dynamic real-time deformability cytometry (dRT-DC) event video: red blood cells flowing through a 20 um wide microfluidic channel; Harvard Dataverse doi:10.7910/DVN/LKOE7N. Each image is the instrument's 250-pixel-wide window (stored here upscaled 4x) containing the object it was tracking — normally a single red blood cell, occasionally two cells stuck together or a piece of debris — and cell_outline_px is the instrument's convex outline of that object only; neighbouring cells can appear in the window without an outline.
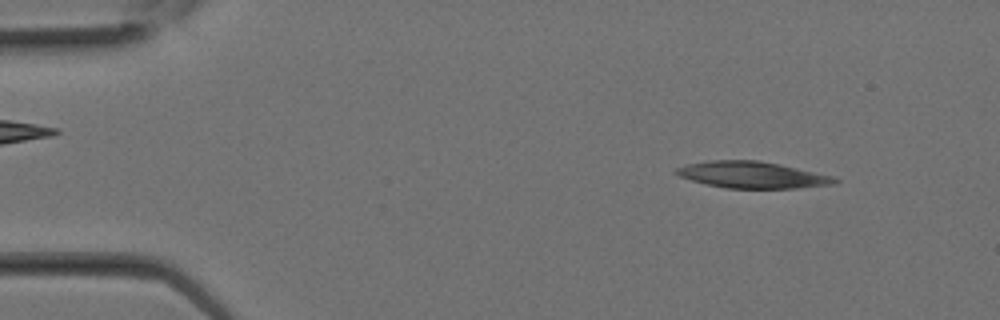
{"species": "Egyptian fruit bat (a non-hibernating species)", "species_latin": "Rousettus aegyptiacus", "temperature_condition": "room temperature", "stored_images_in_passage": 10, "camera_frame_rate_fps": 3000, "um_per_image_px": 0.085, "animal": {"sex": "female"}, "frame": {"image": 1, "passage_image": 2, "time_ms": 0.333, "image_size_px": [1000, 320], "cell_outline_px": [[840, 180], [836, 184], [800, 188], [724, 188], [692, 180], [680, 176], [672, 172], [676, 168], [688, 164], [708, 160], [760, 160], [780, 164], [836, 176]], "centroid_in_image_um": [64.0, 14.86], "position_along_channel_um": 21.0, "area_um2": 24.74}}
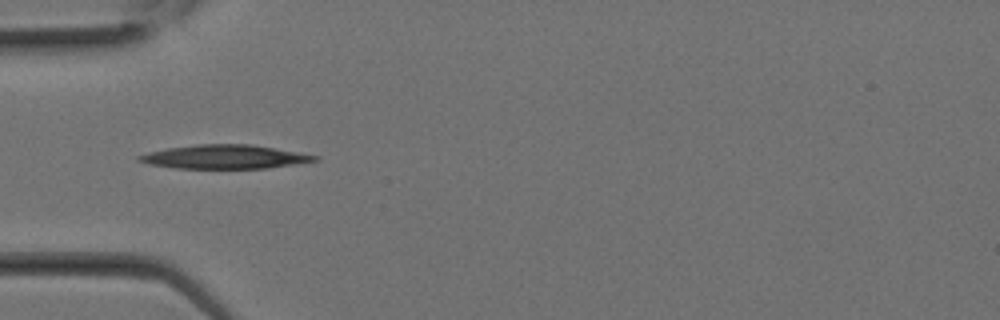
{"frame": {"image": 2, "passage_image": 7, "time_ms": 2.0, "image_size_px": [1000, 320], "cell_outline_px": [[320, 160], [268, 168], [176, 168], [148, 164], [136, 160], [136, 156], [148, 152], [168, 148], [196, 144], [252, 144], [320, 156]], "centroid_in_image_um": [19.08, 13.32], "position_along_channel_um": 65.9, "area_um2": 24.39}}
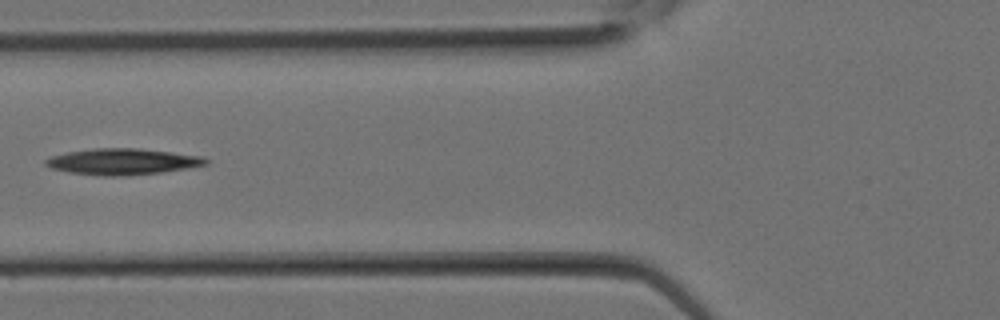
{"frame": {"image": 3, "passage_image": 9, "time_ms": 2.667, "image_size_px": [1000, 320], "cell_outline_px": [[208, 164], [188, 168], [160, 172], [128, 176], [104, 176], [68, 172], [52, 168], [44, 164], [44, 160], [52, 156], [68, 152], [92, 148], [140, 148], [204, 156], [208, 160]], "centroid_in_image_um": [10.43, 13.73], "position_along_channel_um": 115.4, "area_um2": 24.51}}